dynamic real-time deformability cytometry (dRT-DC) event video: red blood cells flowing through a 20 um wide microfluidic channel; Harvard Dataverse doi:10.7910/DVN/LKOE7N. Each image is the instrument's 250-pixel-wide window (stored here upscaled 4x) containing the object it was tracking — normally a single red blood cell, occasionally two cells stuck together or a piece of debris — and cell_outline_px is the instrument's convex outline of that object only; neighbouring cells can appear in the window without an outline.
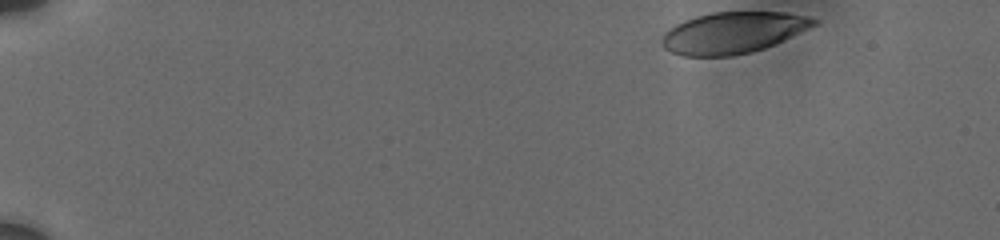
{"species": "human", "species_latin": "Homo sapiens", "temperature_condition": "cold", "stored_images_in_passage": 47, "camera_frame_rate_fps": 3000, "um_per_image_px": 0.085, "donor": {"sex": "male"}, "frame": {"image": 1, "passage_image": 1, "time_ms": 0.0, "image_size_px": [1000, 240], "cell_outline_px": [[820, 24], [764, 48], [752, 52], [732, 56], [684, 56], [672, 52], [664, 48], [660, 44], [660, 40], [664, 32], [676, 24], [684, 20], [696, 16], [712, 12], [788, 12], [808, 16], [820, 20]], "centroid_in_image_um": [62.32, 2.77], "position_along_channel_um": 22.7, "area_um2": 36.93}}
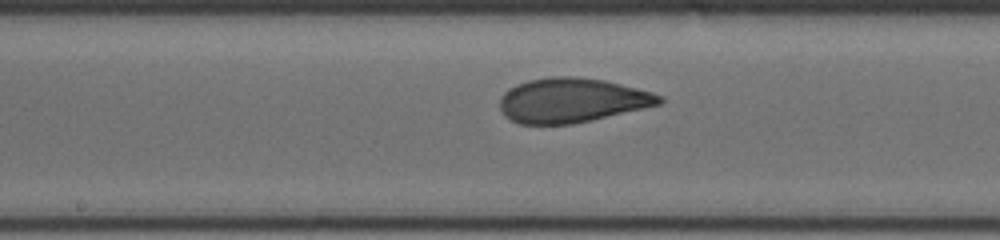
{"frame": {"image": 2, "passage_image": 25, "time_ms": 8.333, "image_size_px": [1000, 240], "cell_outline_px": [[664, 100], [660, 104], [644, 108], [592, 120], [572, 124], [520, 124], [504, 116], [500, 108], [500, 96], [508, 88], [516, 84], [528, 80], [548, 76], [572, 76], [604, 80], [652, 92], [664, 96]], "centroid_in_image_um": [48.58, 8.52], "position_along_channel_um": 199.6, "area_um2": 41.5}}
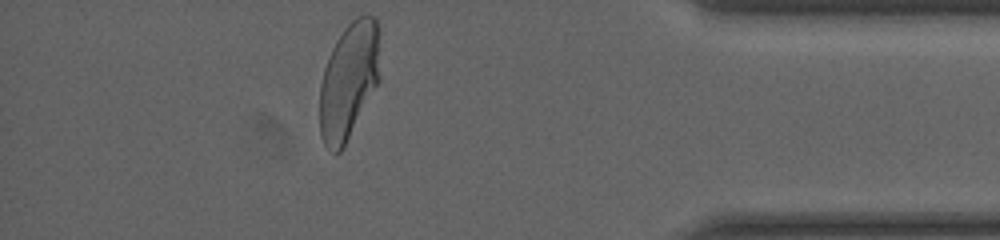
{"frame": {"image": 3, "passage_image": 46, "time_ms": 14.667, "image_size_px": [1000, 240], "cell_outline_px": [[380, 80], [344, 148], [340, 152], [336, 152], [328, 148], [324, 144], [320, 136], [320, 84], [324, 68], [332, 48], [336, 40], [344, 28], [356, 16], [376, 16], [380, 76]], "centroid_in_image_um": [29.64, 6.89], "position_along_channel_um": 405.6, "area_um2": 40.98}, "authors_computed_cell_mechanics": {"area_um2": 41.2692, "velocity_mm_per_s": 3.715, "shape_relaxation_time_tau1_ms": 5.6032, "shape_relaxation_time_tau2_ms": null, "deformation_change_tau1": 0.1846, "deformation_change_tau2": null}}